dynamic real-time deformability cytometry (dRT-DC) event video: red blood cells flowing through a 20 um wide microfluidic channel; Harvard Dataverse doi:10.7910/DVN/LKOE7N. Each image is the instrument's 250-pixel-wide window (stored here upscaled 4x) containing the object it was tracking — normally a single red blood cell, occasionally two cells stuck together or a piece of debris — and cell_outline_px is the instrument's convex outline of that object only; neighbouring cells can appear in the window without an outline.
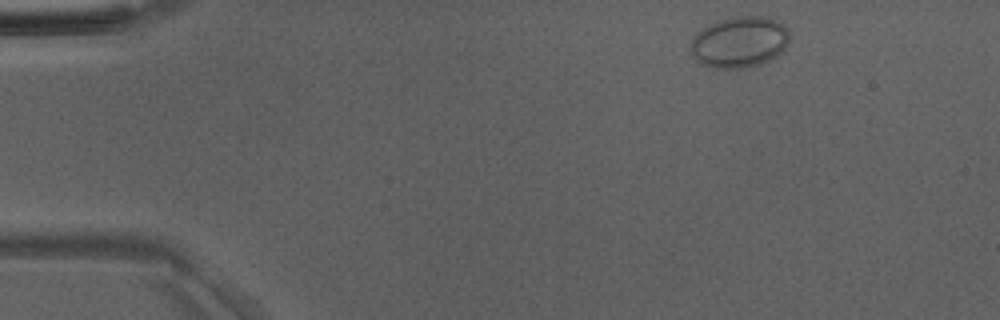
{"species": "Egyptian fruit bat (a non-hibernating species)", "species_latin": "Rousettus aegyptiacus", "temperature_condition": "room temperature", "stored_images_in_passage": 6, "camera_frame_rate_fps": 3000, "um_per_image_px": 0.085, "animal": {"sex": "male"}, "frame": {"image": 1, "passage_image": 1, "time_ms": 0.0, "image_size_px": [1000, 320], "cell_outline_px": [[788, 40], [784, 48], [776, 56], [760, 64], [744, 68], [716, 68], [700, 64], [692, 56], [692, 40], [696, 32], [716, 20], [736, 16], [768, 16], [776, 20], [788, 28]], "centroid_in_image_um": [62.84, 3.56], "position_along_channel_um": 22.2, "area_um2": 29.48}}
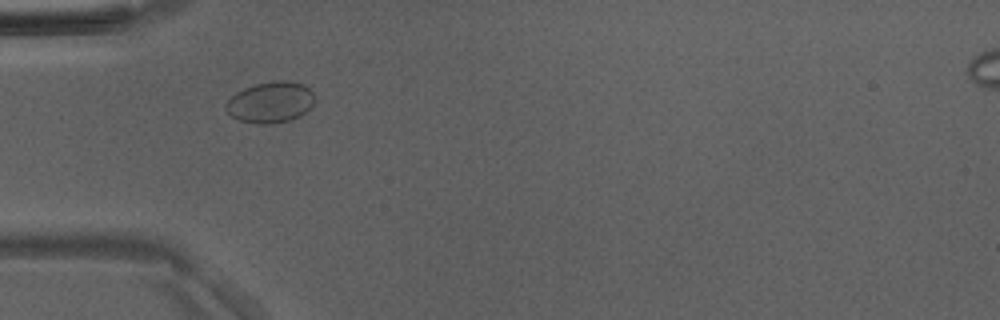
{"frame": {"image": 2, "passage_image": 3, "time_ms": 3.0, "image_size_px": [1000, 320], "cell_outline_px": [[312, 104], [300, 116], [288, 120], [268, 124], [256, 124], [240, 120], [232, 116], [224, 108], [224, 104], [236, 92], [244, 88], [256, 84], [280, 80], [284, 80], [304, 84], [312, 92]], "centroid_in_image_um": [22.94, 8.69], "position_along_channel_um": 62.1, "area_um2": 20.92}}
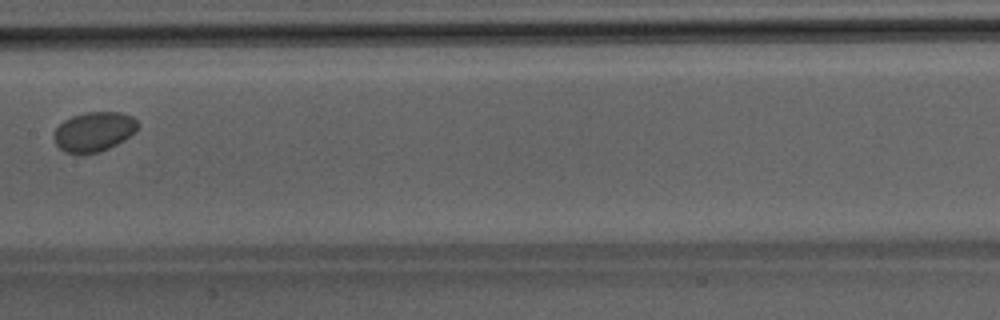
{"frame": {"image": 3, "passage_image": 6, "time_ms": 6.333, "image_size_px": [1000, 320], "cell_outline_px": [[140, 124], [136, 132], [124, 140], [108, 148], [96, 152], [64, 152], [56, 144], [52, 136], [52, 132], [64, 120], [72, 116], [88, 112], [120, 112], [132, 116]], "centroid_in_image_um": [7.99, 11.16], "position_along_channel_um": 199.4, "area_um2": 19.25}}